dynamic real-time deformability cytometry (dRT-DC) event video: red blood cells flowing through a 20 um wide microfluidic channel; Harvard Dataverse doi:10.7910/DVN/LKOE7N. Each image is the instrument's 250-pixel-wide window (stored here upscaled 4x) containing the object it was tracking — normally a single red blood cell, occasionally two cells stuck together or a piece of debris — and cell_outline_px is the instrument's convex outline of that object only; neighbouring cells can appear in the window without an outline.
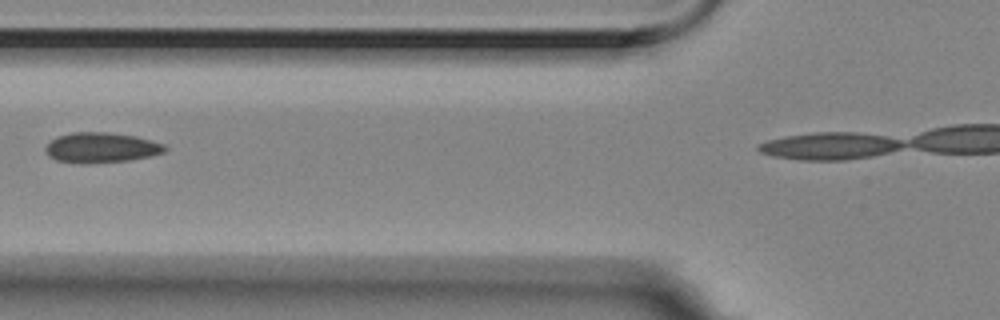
{"species": "Egyptian fruit bat (a non-hibernating species)", "species_latin": "Rousettus aegyptiacus", "temperature_condition": "room temperature", "stored_images_in_passage": 5, "segment_of_instrument_passage": [1, 2], "camera_frame_rate_fps": 3000, "um_per_image_px": 0.085, "animal": {"sex": "female"}, "frame": {"image": 1, "passage_image": 4, "time_ms": 1.0, "image_size_px": [1000, 320], "cell_outline_px": [[168, 148], [164, 152], [152, 156], [132, 160], [88, 164], [80, 164], [56, 160], [48, 156], [44, 148], [56, 136], [72, 132], [104, 132], [136, 136], [164, 144]], "centroid_in_image_um": [8.6, 12.56], "position_along_channel_um": 117.2, "area_um2": 21.27}}